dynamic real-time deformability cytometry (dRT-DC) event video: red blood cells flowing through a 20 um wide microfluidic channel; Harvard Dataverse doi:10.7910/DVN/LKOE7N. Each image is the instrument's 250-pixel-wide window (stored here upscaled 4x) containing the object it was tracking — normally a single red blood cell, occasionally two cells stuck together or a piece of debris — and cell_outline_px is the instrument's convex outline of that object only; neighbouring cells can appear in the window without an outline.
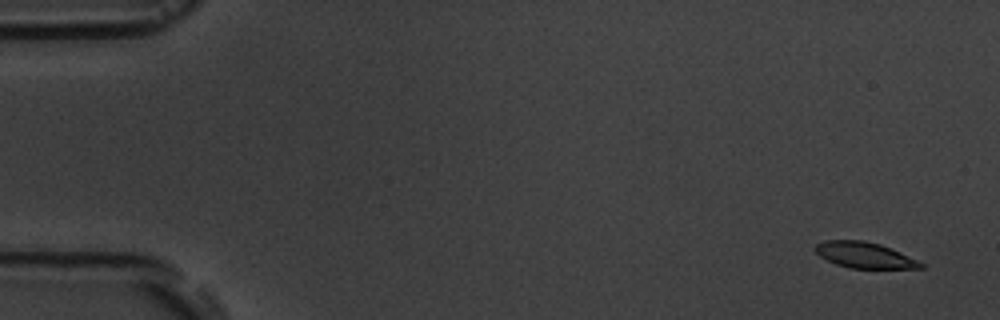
{"species": "common noctule bat (a hibernating species)", "species_latin": "Nyctalus noctula", "temperature_condition": "room temperature", "stored_images_in_passage": 5, "camera_frame_rate_fps": 3000, "um_per_image_px": 0.085, "animal": {"sex": "male", "body_mass_g": 19.5, "forearm_length_mm": 54.6}, "frame": {"image": 1, "passage_image": 1, "time_ms": 0.0, "image_size_px": [1000, 320], "cell_outline_px": [[924, 268], [852, 268], [836, 264], [820, 256], [812, 248], [816, 244], [824, 240], [864, 240], [880, 244], [900, 252], [924, 264]], "centroid_in_image_um": [73.44, 21.67], "position_along_channel_um": 11.6, "area_um2": 15.78}}